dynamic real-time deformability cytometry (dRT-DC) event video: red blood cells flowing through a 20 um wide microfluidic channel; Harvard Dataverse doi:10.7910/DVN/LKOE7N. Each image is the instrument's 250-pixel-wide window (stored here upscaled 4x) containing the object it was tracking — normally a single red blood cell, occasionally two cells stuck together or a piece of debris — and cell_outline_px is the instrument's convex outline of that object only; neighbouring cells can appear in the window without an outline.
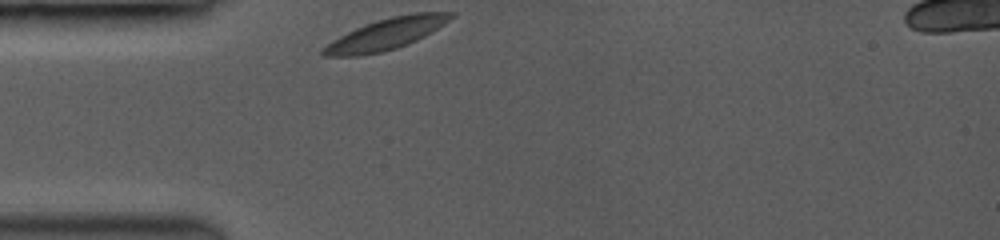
{"species": "common noctule bat (a hibernating species)", "species_latin": "Nyctalus noctula", "temperature_condition": "room temperature", "stored_images_in_passage": 35, "camera_frame_rate_fps": 3500, "um_per_image_px": 0.085, "animal": {"sex": "female", "body_mass_g": 19.0, "forearm_length_mm": 53.3}, "frame": {"image": 1, "passage_image": 1, "time_ms": 0.0, "image_size_px": [1000, 240], "cell_outline_px": [[456, 16], [432, 32], [416, 40], [396, 48], [380, 52], [360, 56], [324, 56], [320, 52], [320, 48], [332, 40], [364, 24], [376, 20], [392, 16], [412, 12], [456, 12]], "centroid_in_image_um": [32.82, 2.88], "position_along_channel_um": 52.2, "area_um2": 23.35}}
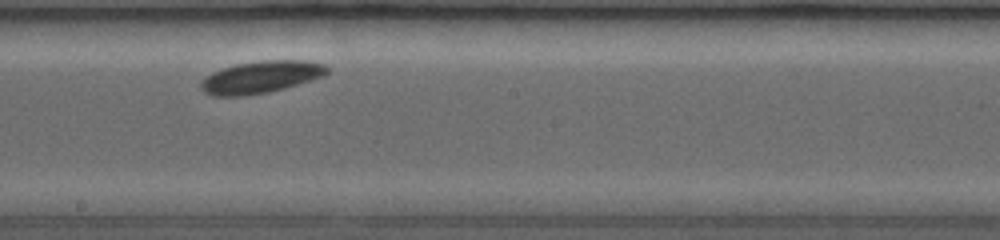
{"frame": {"image": 2, "passage_image": 18, "time_ms": 4.857, "image_size_px": [1000, 240], "cell_outline_px": [[328, 72], [324, 76], [296, 84], [264, 92], [240, 96], [216, 96], [204, 92], [200, 88], [200, 84], [212, 72], [236, 64], [260, 60], [308, 60], [324, 64], [328, 68]], "centroid_in_image_um": [22.18, 6.53], "position_along_channel_um": 226.0, "area_um2": 23.18}}
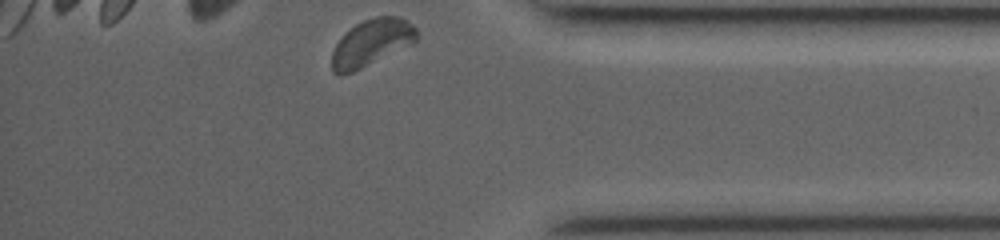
{"frame": {"image": 3, "passage_image": 35, "time_ms": 9.714, "image_size_px": [1000, 240], "cell_outline_px": [[416, 40], [352, 72], [340, 76], [332, 72], [332, 52], [336, 44], [356, 24], [364, 20], [376, 16], [400, 16], [412, 24], [416, 28]], "centroid_in_image_um": [31.54, 3.61], "position_along_channel_um": 403.7, "area_um2": 22.2}}